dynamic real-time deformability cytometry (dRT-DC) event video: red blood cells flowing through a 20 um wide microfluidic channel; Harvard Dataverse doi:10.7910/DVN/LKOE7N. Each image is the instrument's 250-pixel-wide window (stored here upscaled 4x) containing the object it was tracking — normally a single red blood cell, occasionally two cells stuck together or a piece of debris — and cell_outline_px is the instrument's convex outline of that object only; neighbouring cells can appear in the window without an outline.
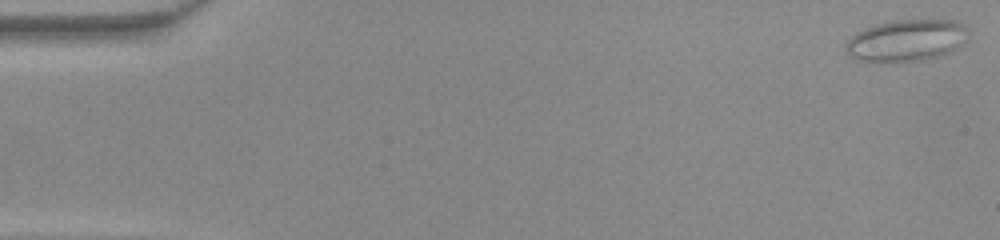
{"species": "common noctule bat (a hibernating species)", "species_latin": "Nyctalus noctula", "temperature_condition": "warm", "stored_images_in_passage": 48, "camera_frame_rate_fps": 3000, "um_per_image_px": 0.085, "animal": {"sex": "female", "body_mass_g": 22.0, "forearm_length_mm": 56.7}, "frame": {"image": 1, "passage_image": 1, "time_ms": 0.0, "image_size_px": [1000, 240], "cell_outline_px": [[964, 40], [956, 48], [948, 52], [924, 60], [880, 64], [856, 60], [844, 48], [848, 40], [856, 32], [864, 28], [876, 24], [896, 20], [956, 20], [964, 24]], "centroid_in_image_um": [76.95, 3.46], "position_along_channel_um": 8.0, "area_um2": 29.82}}
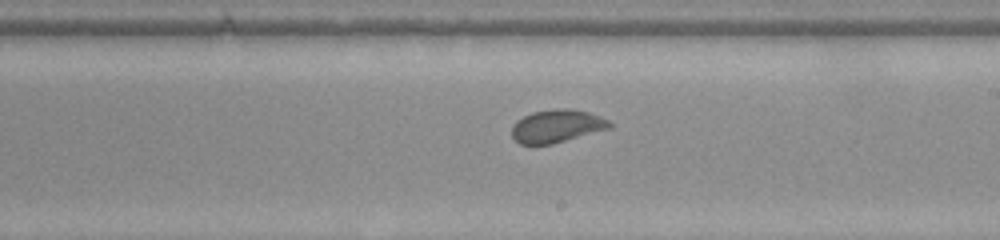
{"frame": {"image": 2, "passage_image": 28, "time_ms": 9.0, "image_size_px": [1000, 240], "cell_outline_px": [[612, 128], [552, 144], [520, 144], [512, 136], [512, 124], [516, 120], [532, 112], [552, 108], [568, 108], [588, 112], [600, 116], [608, 120], [612, 124]], "centroid_in_image_um": [47.33, 10.7], "position_along_channel_um": 241.7, "area_um2": 18.9}}
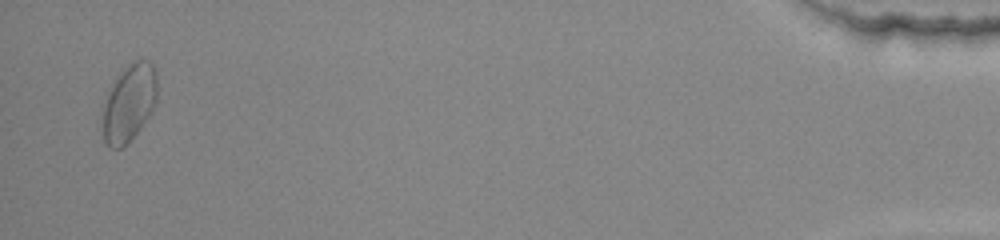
{"frame": {"image": 3, "passage_image": 47, "time_ms": 15.333, "image_size_px": [1000, 240], "cell_outline_px": [[156, 100], [148, 116], [140, 128], [120, 148], [112, 148], [104, 140], [104, 104], [108, 92], [124, 68], [136, 60], [148, 60], [156, 68]], "centroid_in_image_um": [11.0, 8.7], "position_along_channel_um": 424.2, "area_um2": 23.58}}